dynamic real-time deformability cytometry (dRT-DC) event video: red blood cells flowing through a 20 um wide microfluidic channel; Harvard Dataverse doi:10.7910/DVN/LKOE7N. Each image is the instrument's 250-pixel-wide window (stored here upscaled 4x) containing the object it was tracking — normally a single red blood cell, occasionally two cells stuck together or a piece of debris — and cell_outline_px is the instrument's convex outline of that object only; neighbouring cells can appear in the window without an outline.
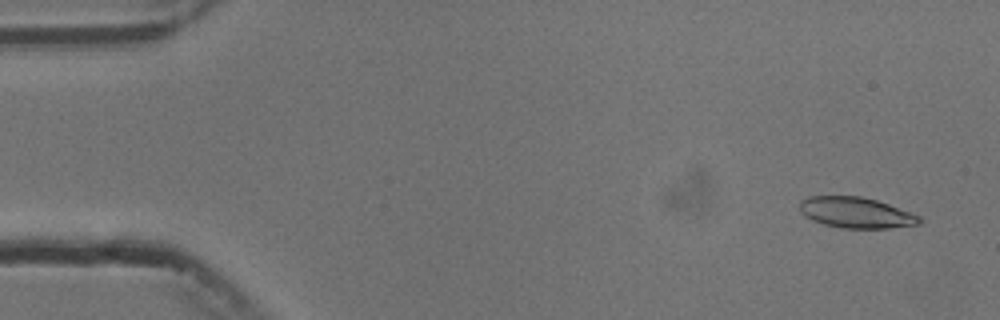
{"species": "common noctule bat (a hibernating species)", "species_latin": "Nyctalus noctula", "temperature_condition": "cold", "stored_images_in_passage": 7, "camera_frame_rate_fps": 3000, "um_per_image_px": 0.085, "animal": {"sex": "male", "body_mass_g": 13.3}, "frame": {"image": 1, "passage_image": 1, "time_ms": 0.0, "image_size_px": [1000, 320], "cell_outline_px": [[924, 220], [920, 224], [888, 228], [840, 228], [824, 224], [812, 220], [804, 216], [800, 208], [800, 200], [808, 196], [860, 196], [876, 200], [888, 204], [920, 216]], "centroid_in_image_um": [72.76, 18.07], "position_along_channel_um": 12.2, "area_um2": 21.5}}
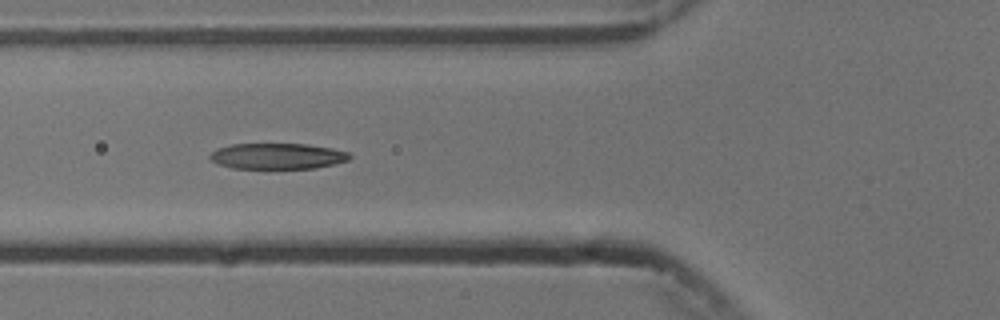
{"frame": {"image": 2, "passage_image": 6, "time_ms": 5.667, "image_size_px": [1000, 320], "cell_outline_px": [[352, 156], [348, 160], [316, 168], [232, 168], [220, 164], [212, 160], [208, 156], [216, 148], [232, 144], [304, 144], [332, 148], [348, 152]], "centroid_in_image_um": [23.57, 13.26], "position_along_channel_um": 102.2, "area_um2": 20.87}}
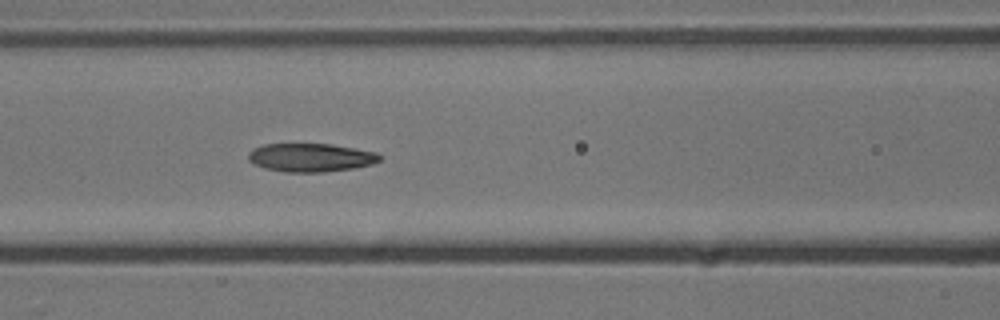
{"frame": {"image": 3, "passage_image": 7, "time_ms": 6.667, "image_size_px": [1000, 320], "cell_outline_px": [[380, 160], [372, 164], [352, 168], [324, 172], [284, 172], [268, 168], [256, 164], [248, 160], [248, 152], [252, 148], [264, 144], [332, 144], [376, 152], [380, 156]], "centroid_in_image_um": [26.4, 13.38], "position_along_channel_um": 140.2, "area_um2": 21.62}}